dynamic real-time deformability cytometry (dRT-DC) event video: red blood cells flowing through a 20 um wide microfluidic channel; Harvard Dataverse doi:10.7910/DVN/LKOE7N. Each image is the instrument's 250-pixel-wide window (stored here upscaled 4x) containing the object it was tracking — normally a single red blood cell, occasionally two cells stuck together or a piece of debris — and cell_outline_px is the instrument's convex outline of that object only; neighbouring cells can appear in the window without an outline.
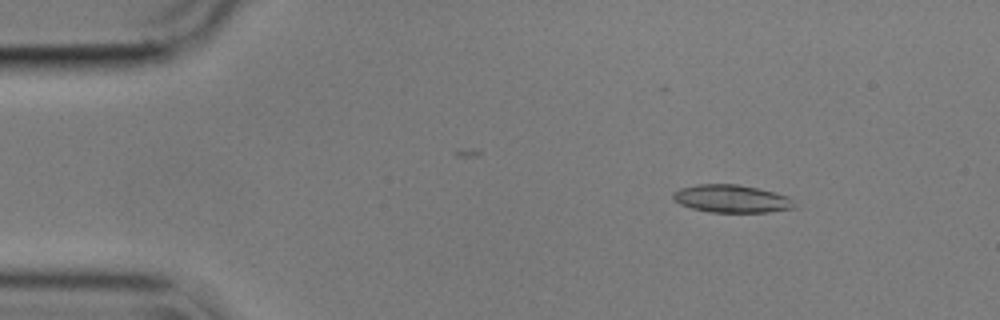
{"species": "common noctule bat (a hibernating species)", "species_latin": "Nyctalus noctula", "temperature_condition": "cold", "stored_images_in_passage": 45, "camera_frame_rate_fps": 3000, "um_per_image_px": 0.085, "animal": {"sex": "male", "body_mass_g": 17.9}, "frame": {"image": 1, "passage_image": 5, "time_ms": 1.333, "image_size_px": [1000, 320], "cell_outline_px": [[796, 208], [768, 212], [712, 212], [692, 208], [680, 204], [672, 196], [672, 192], [680, 188], [696, 184], [736, 184], [756, 188], [788, 196], [792, 200]], "centroid_in_image_um": [62.17, 16.89], "position_along_channel_um": 22.8, "area_um2": 19.48}}
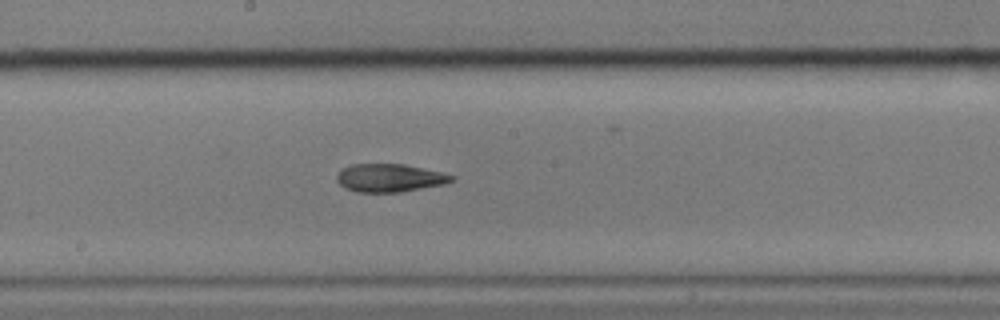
{"frame": {"image": 2, "passage_image": 27, "time_ms": 8.667, "image_size_px": [1000, 320], "cell_outline_px": [[456, 180], [444, 184], [400, 192], [356, 192], [340, 184], [336, 180], [336, 176], [344, 168], [352, 164], [404, 164], [440, 172], [456, 176]], "centroid_in_image_um": [33.15, 15.12], "position_along_channel_um": 215.0, "area_um2": 18.61}}
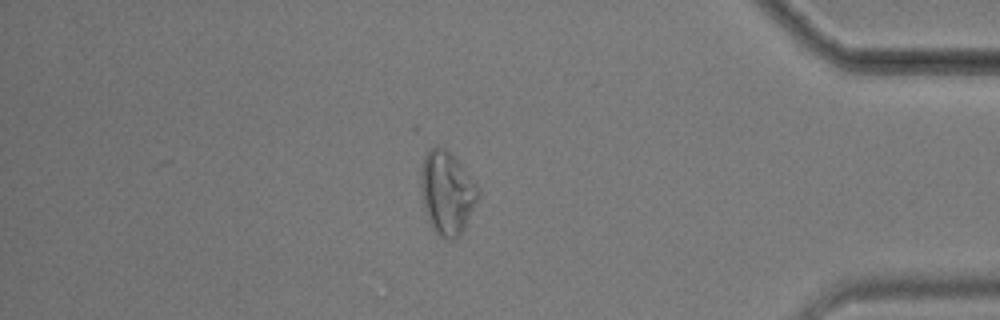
{"frame": {"image": 3, "passage_image": 45, "time_ms": 14.667, "image_size_px": [1000, 320], "cell_outline_px": [[480, 196], [460, 236], [456, 240], [448, 240], [440, 236], [432, 228], [428, 220], [424, 208], [420, 184], [420, 168], [424, 156], [428, 148], [436, 144], [444, 148], [460, 164], [476, 184], [480, 192]], "centroid_in_image_um": [37.97, 16.39], "position_along_channel_um": 397.2, "area_um2": 27.92}, "authors_computed_cell_mechanics": {"area_um2": 19.2474, "velocity_mm_per_s": 3.5859, "shape_relaxation_time_tau1_ms": null, "shape_relaxation_time_tau2_ms": 2.9198, "deformation_change_tau1": null, "deformation_change_tau2": 0.1089}}